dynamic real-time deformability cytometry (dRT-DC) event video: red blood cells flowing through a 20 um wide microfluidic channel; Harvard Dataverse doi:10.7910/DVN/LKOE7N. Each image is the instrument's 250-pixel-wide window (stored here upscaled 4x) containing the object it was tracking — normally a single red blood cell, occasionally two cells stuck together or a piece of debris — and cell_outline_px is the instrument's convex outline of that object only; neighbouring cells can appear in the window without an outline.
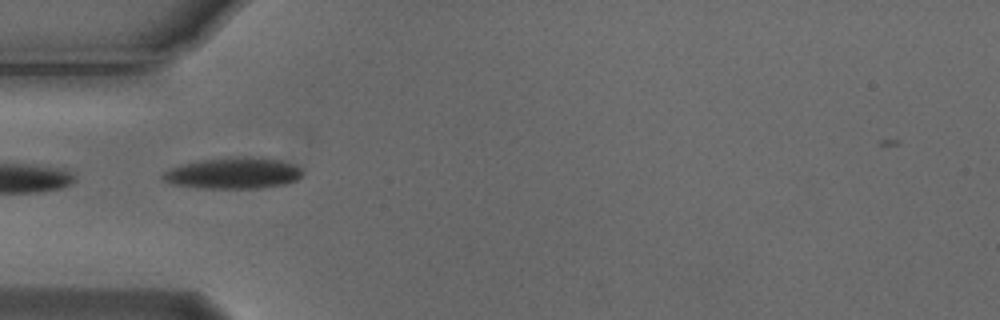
{"species": "Egyptian fruit bat (a non-hibernating species)", "species_latin": "Rousettus aegyptiacus", "temperature_condition": "cold", "stored_images_in_passage": 3, "camera_frame_rate_fps": 3000, "um_per_image_px": 0.085, "animal": {"sex": "male"}, "frame": {"image": 1, "passage_image": 1, "time_ms": 0.0, "image_size_px": [1000, 320], "cell_outline_px": [[304, 172], [296, 180], [284, 184], [260, 188], [196, 188], [172, 184], [164, 180], [160, 176], [164, 172], [180, 164], [200, 160], [228, 156], [264, 156], [280, 160], [292, 164], [300, 168]], "centroid_in_image_um": [19.82, 14.7], "position_along_channel_um": 65.2, "area_um2": 25.84}}